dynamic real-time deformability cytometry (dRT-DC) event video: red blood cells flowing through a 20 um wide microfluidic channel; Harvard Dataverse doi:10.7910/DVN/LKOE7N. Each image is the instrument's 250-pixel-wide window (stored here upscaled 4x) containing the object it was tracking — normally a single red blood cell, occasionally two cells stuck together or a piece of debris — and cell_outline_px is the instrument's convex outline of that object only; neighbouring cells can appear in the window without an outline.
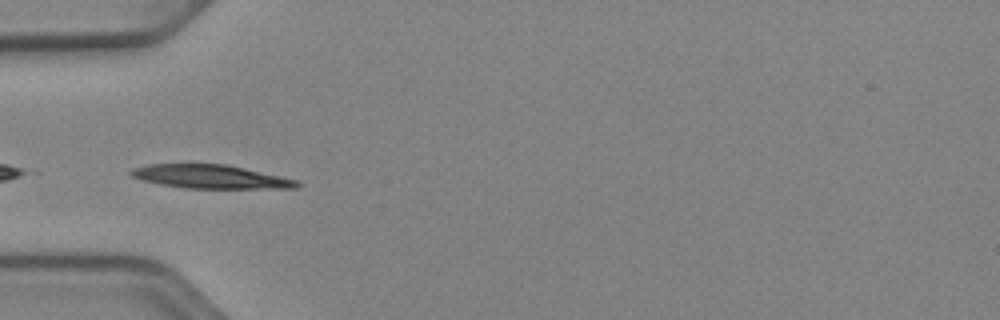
{"species": "Egyptian fruit bat (a non-hibernating species)", "species_latin": "Rousettus aegyptiacus", "temperature_condition": "cold", "stored_images_in_passage": 6, "camera_frame_rate_fps": 3000, "um_per_image_px": 0.085, "animal": {"sex": "female"}, "frame": {"image": 1, "passage_image": 1, "time_ms": 0.0, "image_size_px": [1000, 320], "cell_outline_px": [[300, 188], [184, 188], [160, 184], [144, 180], [132, 176], [128, 172], [132, 168], [148, 164], [228, 164], [280, 176], [296, 180], [300, 184]], "centroid_in_image_um": [17.88, 15.01], "position_along_channel_um": 67.1, "area_um2": 22.72}}
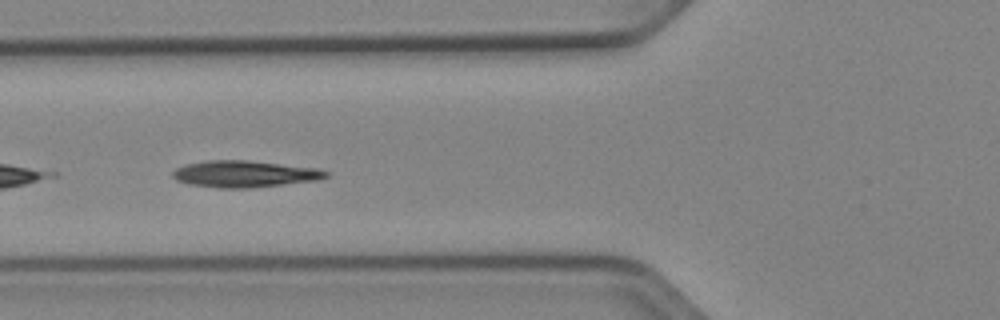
{"frame": {"image": 2, "passage_image": 4, "time_ms": 1.0, "image_size_px": [1000, 320], "cell_outline_px": [[328, 176], [316, 180], [248, 188], [216, 188], [188, 184], [176, 180], [172, 176], [172, 172], [176, 168], [184, 164], [208, 160], [244, 160], [316, 168], [328, 172]], "centroid_in_image_um": [20.7, 14.79], "position_along_channel_um": 105.1, "area_um2": 23.58}}